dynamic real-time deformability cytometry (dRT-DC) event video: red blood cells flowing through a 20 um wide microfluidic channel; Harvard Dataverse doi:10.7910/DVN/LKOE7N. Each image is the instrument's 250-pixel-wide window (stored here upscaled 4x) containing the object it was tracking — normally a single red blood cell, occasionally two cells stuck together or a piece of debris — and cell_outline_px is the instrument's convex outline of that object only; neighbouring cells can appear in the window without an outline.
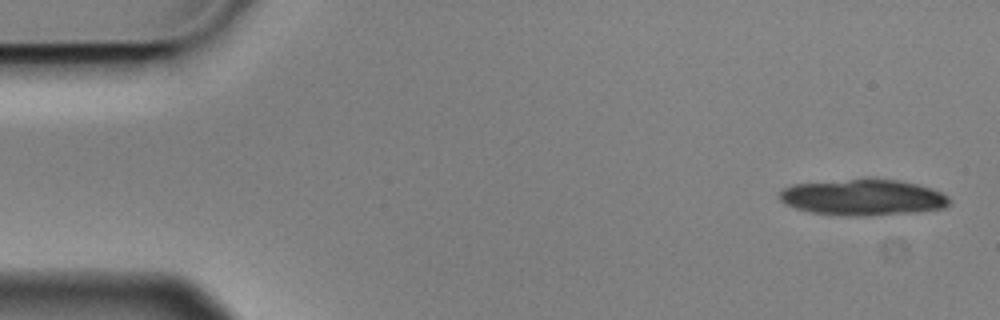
{"species": "Egyptian fruit bat (a non-hibernating species)", "species_latin": "Rousettus aegyptiacus", "temperature_condition": "cold", "stored_images_in_passage": 4, "camera_frame_rate_fps": 3000, "um_per_image_px": 0.085, "animal": {"sex": "male"}, "frame": {"image": 1, "passage_image": 1, "time_ms": 0.0, "image_size_px": [1000, 320], "cell_outline_px": [[952, 204], [944, 208], [916, 212], [812, 212], [796, 208], [784, 204], [776, 196], [776, 192], [780, 188], [792, 184], [868, 176], [900, 180], [932, 188], [948, 196], [952, 200]], "centroid_in_image_um": [73.32, 16.67], "position_along_channel_um": 11.7, "area_um2": 35.32}}